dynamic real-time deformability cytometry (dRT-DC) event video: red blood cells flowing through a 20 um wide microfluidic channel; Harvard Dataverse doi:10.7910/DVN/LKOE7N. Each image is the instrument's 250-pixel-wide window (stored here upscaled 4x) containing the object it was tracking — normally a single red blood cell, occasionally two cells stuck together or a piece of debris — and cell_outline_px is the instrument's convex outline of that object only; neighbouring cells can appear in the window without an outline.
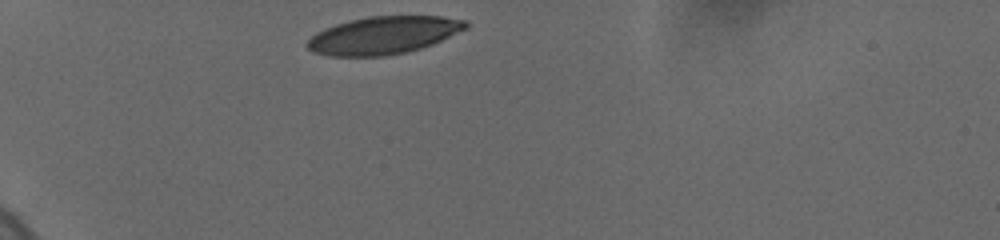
{"species": "human", "species_latin": "Homo sapiens", "temperature_condition": "cold", "stored_images_in_passage": 8, "camera_frame_rate_fps": 3000, "um_per_image_px": 0.085, "donor": {"sex": "female"}, "frame": {"image": 1, "passage_image": 1, "time_ms": 0.0, "image_size_px": [1000, 240], "cell_outline_px": [[468, 28], [432, 44], [420, 48], [404, 52], [384, 56], [328, 56], [312, 52], [304, 44], [316, 32], [324, 28], [348, 20], [368, 16], [444, 16], [468, 20]], "centroid_in_image_um": [32.58, 2.99], "position_along_channel_um": 52.4, "area_um2": 34.91}}
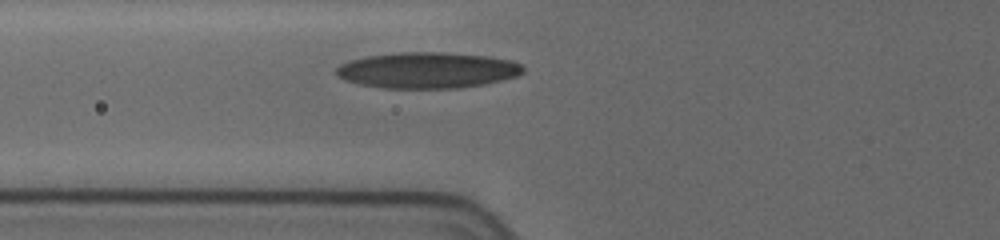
{"frame": {"image": 2, "passage_image": 5, "time_ms": 2.0, "image_size_px": [1000, 240], "cell_outline_px": [[524, 72], [516, 76], [484, 84], [456, 88], [384, 88], [360, 84], [344, 80], [336, 76], [336, 68], [340, 64], [352, 60], [368, 56], [400, 52], [448, 52], [488, 56], [512, 60], [524, 64]], "centroid_in_image_um": [36.35, 5.96], "position_along_channel_um": 89.4, "area_um2": 39.3}}
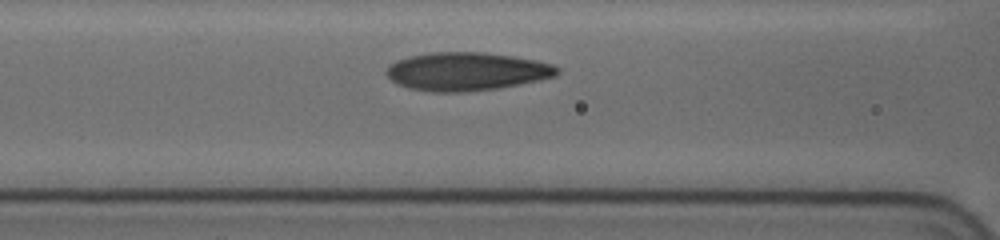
{"frame": {"image": 3, "passage_image": 7, "time_ms": 3.0, "image_size_px": [1000, 240], "cell_outline_px": [[560, 72], [556, 76], [496, 88], [460, 92], [432, 92], [408, 88], [392, 80], [384, 72], [388, 64], [396, 60], [408, 56], [432, 52], [484, 52], [516, 56], [536, 60], [552, 64], [560, 68]], "centroid_in_image_um": [39.63, 6.05], "position_along_channel_um": 127.0, "area_um2": 38.09}}